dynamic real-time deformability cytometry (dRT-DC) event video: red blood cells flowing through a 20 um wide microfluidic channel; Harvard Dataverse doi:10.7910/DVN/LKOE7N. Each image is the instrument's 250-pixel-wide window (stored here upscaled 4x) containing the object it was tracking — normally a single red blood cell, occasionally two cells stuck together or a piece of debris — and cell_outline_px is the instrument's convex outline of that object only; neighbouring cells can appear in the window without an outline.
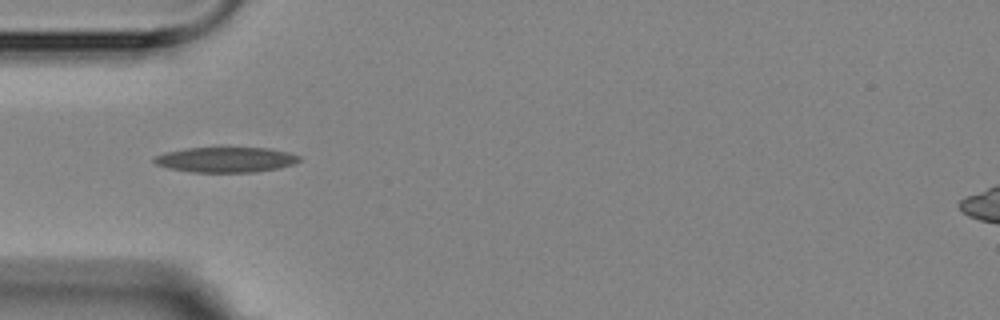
{"species": "Egyptian fruit bat (a non-hibernating species)", "species_latin": "Rousettus aegyptiacus", "temperature_condition": "room temperature", "stored_images_in_passage": 7, "camera_frame_rate_fps": 3000, "um_per_image_px": 0.085, "animal": {"sex": "female"}, "frame": {"image": 1, "passage_image": 4, "time_ms": 3.667, "image_size_px": [1000, 320], "cell_outline_px": [[300, 160], [292, 164], [280, 168], [256, 172], [192, 172], [168, 168], [156, 164], [152, 160], [156, 156], [164, 152], [184, 148], [220, 144], [268, 148], [288, 152], [300, 156]], "centroid_in_image_um": [19.17, 13.51], "position_along_channel_um": 65.8, "area_um2": 22.54}}
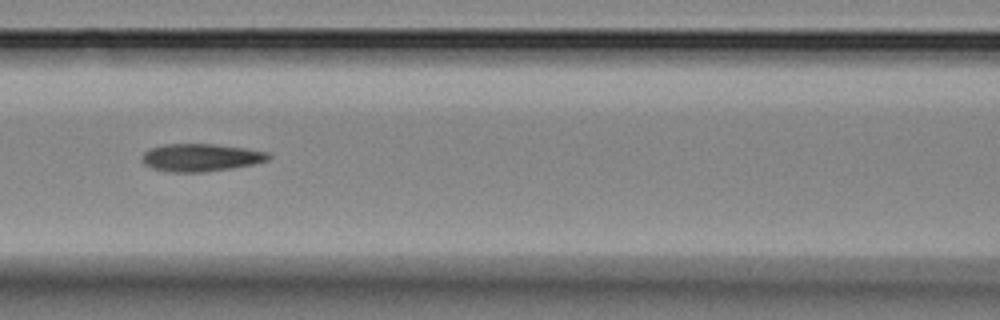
{"frame": {"image": 2, "passage_image": 6, "time_ms": 6.0, "image_size_px": [1000, 320], "cell_outline_px": [[272, 156], [268, 160], [252, 164], [232, 168], [204, 172], [172, 172], [152, 168], [144, 164], [140, 160], [140, 156], [148, 148], [164, 144], [216, 144], [244, 148], [268, 152]], "centroid_in_image_um": [17.02, 13.38], "position_along_channel_um": 149.6, "area_um2": 20.52}}
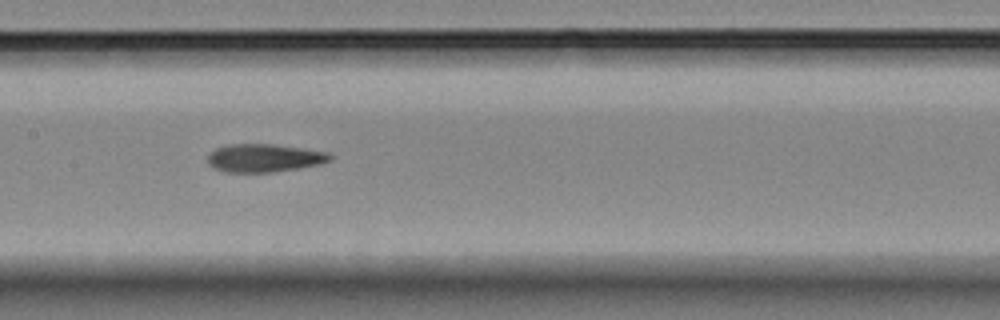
{"frame": {"image": 3, "passage_image": 7, "time_ms": 7.0, "image_size_px": [1000, 320], "cell_outline_px": [[332, 160], [320, 164], [300, 168], [272, 172], [224, 172], [208, 164], [208, 156], [216, 148], [228, 144], [272, 144], [328, 152], [332, 156]], "centroid_in_image_um": [22.47, 13.43], "position_along_channel_um": 184.9, "area_um2": 19.94}}